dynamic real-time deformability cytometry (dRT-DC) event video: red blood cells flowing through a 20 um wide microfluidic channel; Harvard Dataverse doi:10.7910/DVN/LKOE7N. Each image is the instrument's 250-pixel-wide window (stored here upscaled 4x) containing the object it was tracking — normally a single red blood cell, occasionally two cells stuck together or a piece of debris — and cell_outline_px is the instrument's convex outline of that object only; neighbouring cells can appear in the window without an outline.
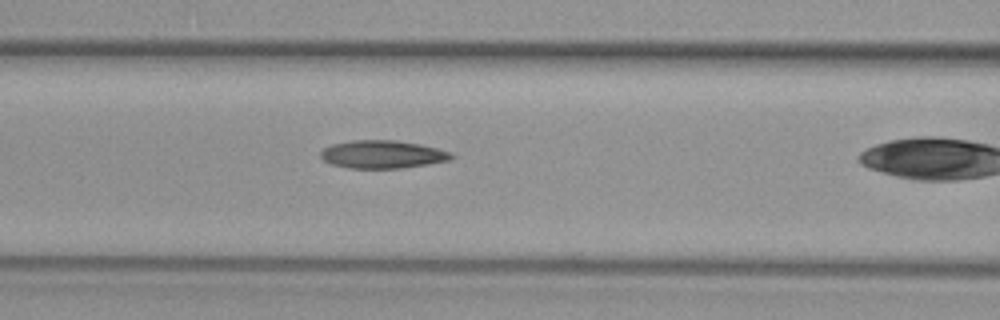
{"species": "common noctule bat (a hibernating species)", "species_latin": "Nyctalus noctula", "temperature_condition": "warm", "stored_images_in_passage": 24, "camera_frame_rate_fps": 3000, "um_per_image_px": 0.085, "animal": {"sex": "female", "body_mass_g": 29.2, "forearm_length_mm": 56.3}, "frame": {"image": 1, "passage_image": 17, "time_ms": 5.333, "image_size_px": [1000, 320], "cell_outline_px": [[456, 156], [448, 160], [428, 164], [400, 168], [348, 168], [332, 164], [324, 160], [320, 156], [320, 152], [324, 148], [332, 144], [352, 140], [396, 140], [420, 144], [452, 152]], "centroid_in_image_um": [32.51, 13.11], "position_along_channel_um": 134.1, "area_um2": 21.27}}